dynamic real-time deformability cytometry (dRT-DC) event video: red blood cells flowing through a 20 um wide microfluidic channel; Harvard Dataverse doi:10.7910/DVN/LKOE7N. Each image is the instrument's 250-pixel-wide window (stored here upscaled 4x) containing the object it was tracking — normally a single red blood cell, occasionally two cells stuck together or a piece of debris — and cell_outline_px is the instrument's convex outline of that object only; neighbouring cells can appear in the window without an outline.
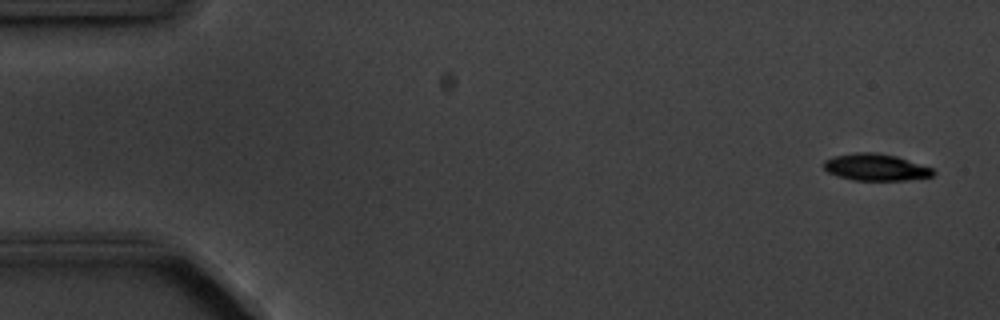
{"species": "common noctule bat (a hibernating species)", "species_latin": "Nyctalus noctula", "temperature_condition": "cold", "stored_images_in_passage": 6, "camera_frame_rate_fps": 3000, "um_per_image_px": 0.085, "animal": {"sex": "male", "body_mass_g": 20.1, "forearm_length_mm": 53.5}, "frame": {"image": 1, "passage_image": 1, "time_ms": 0.0, "image_size_px": [1000, 320], "cell_outline_px": [[936, 172], [932, 176], [908, 180], [856, 180], [836, 176], [828, 172], [820, 164], [824, 160], [832, 156], [856, 152], [872, 152], [896, 156], [932, 168]], "centroid_in_image_um": [74.38, 14.21], "position_along_channel_um": 10.6, "area_um2": 17.17}}
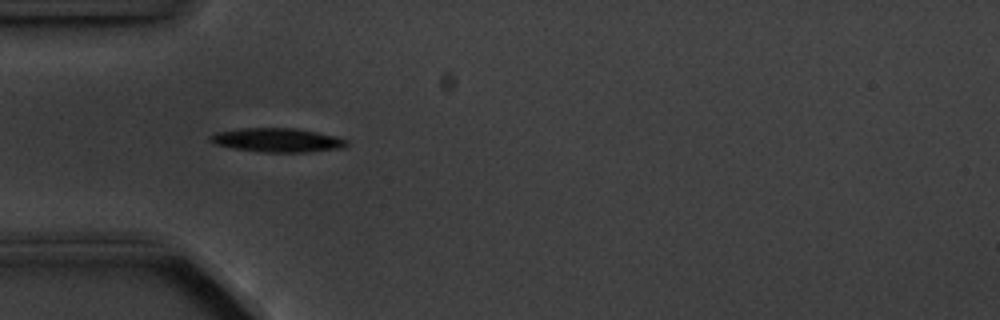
{"frame": {"image": 2, "passage_image": 5, "time_ms": 4.667, "image_size_px": [1000, 320], "cell_outline_px": [[348, 144], [344, 148], [308, 152], [260, 152], [232, 148], [216, 144], [208, 140], [208, 136], [216, 132], [240, 128], [296, 128], [336, 136], [348, 140]], "centroid_in_image_um": [23.57, 11.91], "position_along_channel_um": 61.4, "area_um2": 19.19}}